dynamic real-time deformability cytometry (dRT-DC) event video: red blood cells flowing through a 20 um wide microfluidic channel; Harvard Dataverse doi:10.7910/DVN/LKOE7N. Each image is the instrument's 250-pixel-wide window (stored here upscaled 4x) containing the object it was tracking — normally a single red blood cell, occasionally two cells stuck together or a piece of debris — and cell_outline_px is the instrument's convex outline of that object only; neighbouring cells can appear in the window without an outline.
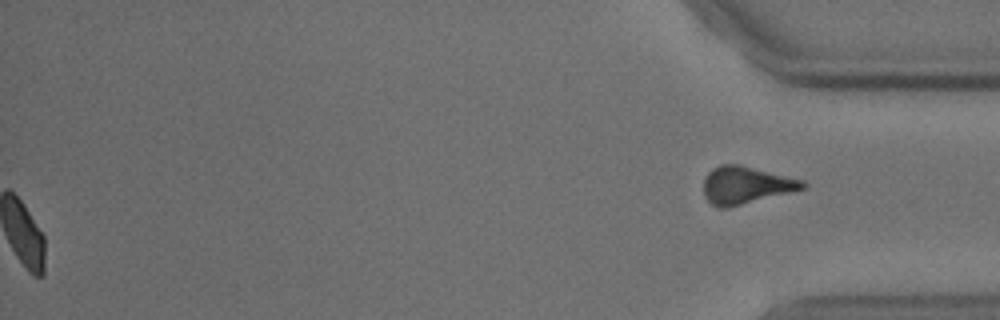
{"species": "common noctule bat (a hibernating species)", "species_latin": "Nyctalus noctula", "temperature_condition": "cold", "stored_images_in_passage": 54, "segment_of_instrument_passage": [2, 2], "camera_frame_rate_fps": 3000, "um_per_image_px": 0.085, "animal": {"sex": "male", "body_mass_g": 18.8}, "frame": {"image": 1, "passage_image": 54, "time_ms": 17.667, "image_size_px": [1000, 320], "cell_outline_px": [[808, 184], [804, 188], [728, 208], [720, 208], [712, 204], [704, 196], [704, 180], [708, 172], [712, 168], [720, 164], [740, 164], [804, 180]], "centroid_in_image_um": [63.38, 15.72], "position_along_channel_um": 371.8, "area_um2": 21.5}}